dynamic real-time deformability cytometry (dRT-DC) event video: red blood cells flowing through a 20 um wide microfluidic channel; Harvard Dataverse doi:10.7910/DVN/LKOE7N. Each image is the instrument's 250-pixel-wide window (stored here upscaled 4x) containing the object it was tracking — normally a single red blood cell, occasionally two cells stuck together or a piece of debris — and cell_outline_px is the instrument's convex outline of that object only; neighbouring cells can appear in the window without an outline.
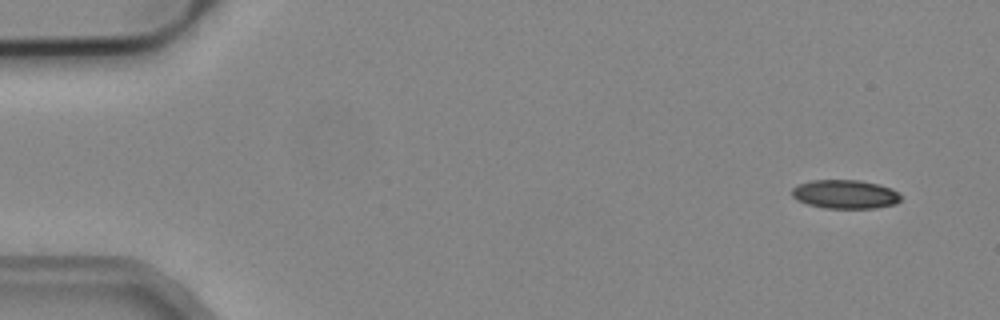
{"species": "common noctule bat (a hibernating species)", "species_latin": "Nyctalus noctula", "temperature_condition": "cold", "stored_images_in_passage": 5, "camera_frame_rate_fps": 3000, "um_per_image_px": 0.085, "animal": {"sex": "male", "body_mass_g": 19.2, "forearm_length_mm": 51.8}, "frame": {"image": 1, "passage_image": 1, "time_ms": 0.0, "image_size_px": [1000, 320], "cell_outline_px": [[900, 200], [896, 204], [876, 208], [824, 208], [808, 204], [796, 200], [792, 196], [792, 188], [800, 184], [812, 180], [860, 180], [880, 184], [892, 188], [900, 196]], "centroid_in_image_um": [71.84, 16.51], "position_along_channel_um": 13.2, "area_um2": 18.32}}
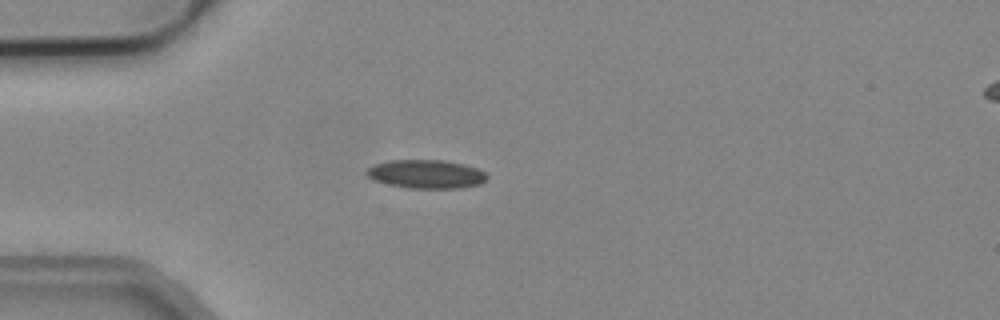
{"frame": {"image": 2, "passage_image": 4, "time_ms": 1.0, "image_size_px": [1000, 320], "cell_outline_px": [[488, 176], [480, 184], [460, 188], [408, 188], [388, 184], [376, 180], [368, 176], [364, 172], [368, 168], [376, 164], [388, 160], [444, 160], [464, 164], [476, 168], [484, 172]], "centroid_in_image_um": [36.22, 14.79], "position_along_channel_um": 48.8, "area_um2": 19.94}}